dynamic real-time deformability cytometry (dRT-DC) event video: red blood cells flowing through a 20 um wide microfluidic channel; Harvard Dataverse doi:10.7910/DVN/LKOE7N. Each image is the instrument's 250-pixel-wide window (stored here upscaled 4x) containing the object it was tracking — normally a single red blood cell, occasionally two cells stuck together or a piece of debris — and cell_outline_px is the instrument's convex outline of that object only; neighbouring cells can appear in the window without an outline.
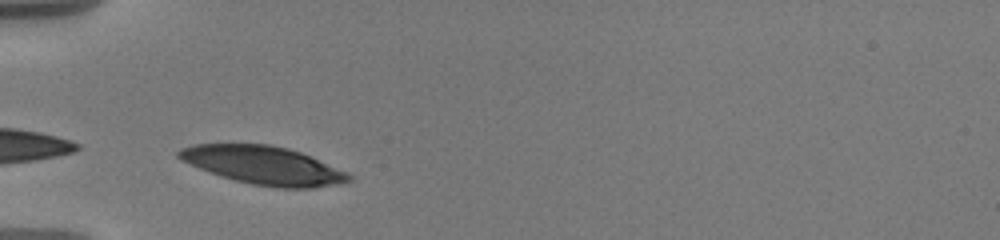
{"species": "human", "species_latin": "Homo sapiens", "temperature_condition": "warm", "stored_images_in_passage": 27, "camera_frame_rate_fps": 3000, "um_per_image_px": 0.085, "donor": {"sex": "male"}, "frame": {"image": 1, "passage_image": 1, "time_ms": 0.0, "image_size_px": [1000, 240], "cell_outline_px": [[352, 180], [344, 184], [312, 188], [276, 188], [252, 184], [220, 176], [180, 160], [176, 156], [176, 152], [180, 148], [192, 144], [268, 144], [288, 148], [300, 152], [348, 172], [352, 176]], "centroid_in_image_um": [22.41, 14.06], "position_along_channel_um": 62.6, "area_um2": 38.03}}
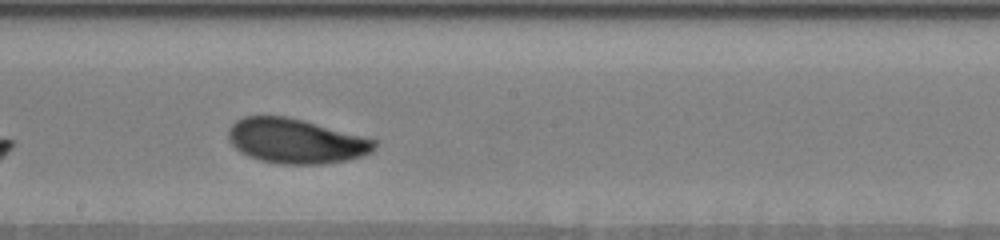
{"frame": {"image": 2, "passage_image": 13, "time_ms": 4.667, "image_size_px": [1000, 240], "cell_outline_px": [[376, 148], [372, 152], [348, 160], [324, 164], [280, 164], [260, 160], [248, 156], [240, 152], [228, 140], [228, 128], [236, 120], [244, 116], [288, 116], [304, 120], [376, 140]], "centroid_in_image_um": [25.12, 11.99], "position_along_channel_um": 223.1, "area_um2": 38.15}}
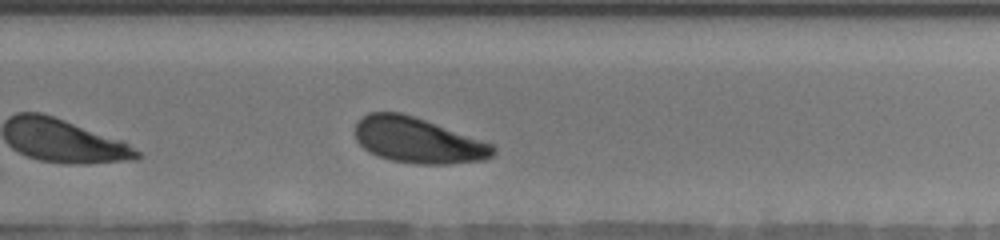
{"frame": {"image": 3, "passage_image": 18, "time_ms": 6.667, "image_size_px": [1000, 240], "cell_outline_px": [[496, 152], [492, 156], [484, 160], [452, 164], [416, 164], [392, 160], [376, 156], [368, 152], [356, 140], [356, 124], [368, 112], [400, 112], [424, 120], [492, 144], [496, 148]], "centroid_in_image_um": [35.51, 11.95], "position_along_channel_um": 294.3, "area_um2": 36.3}, "authors_computed_cell_mechanics": {"area_um2": 37.9746, "velocity_mm_per_s": 3.5788, "shape_relaxation_time_tau1_ms": 2.4689, "shape_relaxation_time_tau2_ms": 4.6479, "deformation_change_tau1": 0.1311, "deformation_change_tau2": 0.1093}}